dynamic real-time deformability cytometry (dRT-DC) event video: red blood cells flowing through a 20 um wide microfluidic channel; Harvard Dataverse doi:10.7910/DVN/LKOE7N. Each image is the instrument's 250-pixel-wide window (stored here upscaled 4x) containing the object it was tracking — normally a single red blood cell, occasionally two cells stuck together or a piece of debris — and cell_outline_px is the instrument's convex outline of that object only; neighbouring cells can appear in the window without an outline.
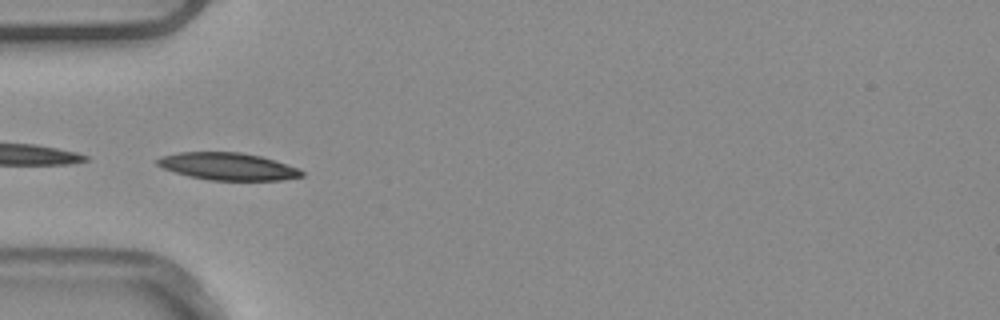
{"species": "common noctule bat (a hibernating species)", "species_latin": "Nyctalus noctula", "temperature_condition": "warm", "stored_images_in_passage": 6, "camera_frame_rate_fps": 3000, "um_per_image_px": 0.085, "animal": {"sex": "male", "body_mass_g": 20.4}, "frame": {"image": 1, "passage_image": 3, "time_ms": 0.667, "image_size_px": [1000, 320], "cell_outline_px": [[304, 176], [280, 180], [208, 180], [188, 176], [164, 168], [156, 164], [156, 160], [160, 156], [180, 152], [240, 152], [260, 156], [300, 168], [304, 172]], "centroid_in_image_um": [19.37, 14.14], "position_along_channel_um": 65.6, "area_um2": 22.95}}